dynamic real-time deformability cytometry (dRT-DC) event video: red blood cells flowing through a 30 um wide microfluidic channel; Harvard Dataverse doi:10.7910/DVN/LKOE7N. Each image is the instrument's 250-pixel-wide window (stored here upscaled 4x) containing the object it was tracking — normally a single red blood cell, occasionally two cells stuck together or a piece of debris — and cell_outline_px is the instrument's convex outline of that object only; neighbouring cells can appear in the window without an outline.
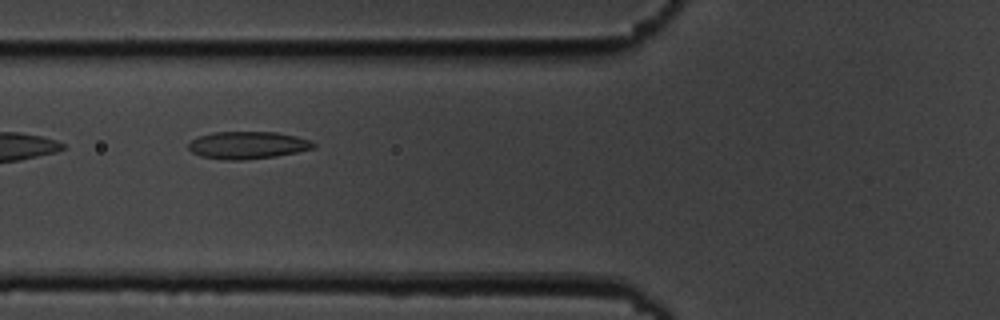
{"species": "common noctule bat (a hibernating species)", "species_latin": "Nyctalus noctula", "temperature_condition": "cold", "stored_images_in_passage": 10, "camera_frame_rate_fps": 3000, "um_per_image_px": 0.085, "animal": {"sex": "male", "body_mass_g": 19.5, "forearm_length_mm": 54.6}, "frame": {"image": 1, "passage_image": 5, "time_ms": 5.333, "image_size_px": [1000, 320], "cell_outline_px": [[316, 148], [276, 156], [240, 160], [228, 160], [200, 156], [192, 152], [188, 148], [188, 144], [196, 136], [212, 132], [276, 132], [296, 136], [312, 140], [316, 144]], "centroid_in_image_um": [21.05, 12.33], "position_along_channel_um": 104.7, "area_um2": 20.06}}
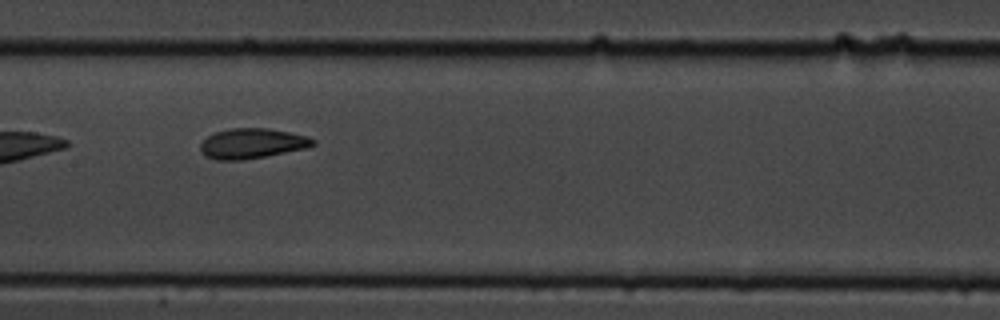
{"frame": {"image": 2, "passage_image": 7, "time_ms": 7.667, "image_size_px": [1000, 320], "cell_outline_px": [[316, 144], [308, 148], [264, 156], [240, 160], [216, 160], [204, 156], [200, 152], [200, 144], [208, 136], [216, 132], [228, 128], [268, 128], [308, 136], [316, 140]], "centroid_in_image_um": [21.42, 12.19], "position_along_channel_um": 186.0, "area_um2": 19.83}}
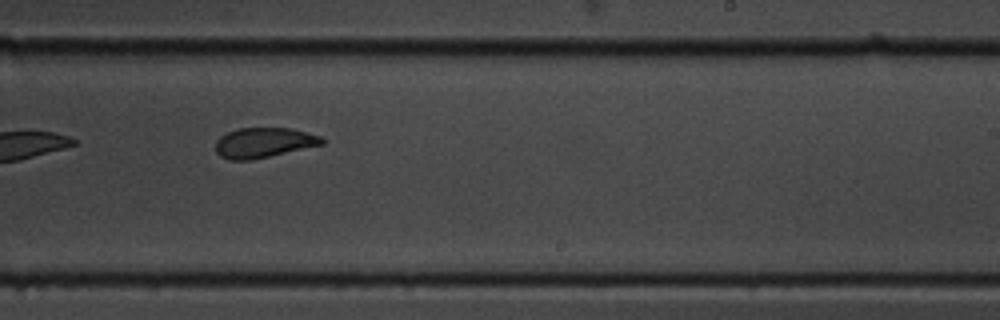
{"frame": {"image": 3, "passage_image": 9, "time_ms": 10.0, "image_size_px": [1000, 320], "cell_outline_px": [[324, 144], [268, 156], [248, 160], [228, 160], [220, 156], [216, 152], [216, 140], [220, 136], [236, 128], [292, 128], [320, 136], [324, 140]], "centroid_in_image_um": [22.38, 12.12], "position_along_channel_um": 266.6, "area_um2": 18.5}}